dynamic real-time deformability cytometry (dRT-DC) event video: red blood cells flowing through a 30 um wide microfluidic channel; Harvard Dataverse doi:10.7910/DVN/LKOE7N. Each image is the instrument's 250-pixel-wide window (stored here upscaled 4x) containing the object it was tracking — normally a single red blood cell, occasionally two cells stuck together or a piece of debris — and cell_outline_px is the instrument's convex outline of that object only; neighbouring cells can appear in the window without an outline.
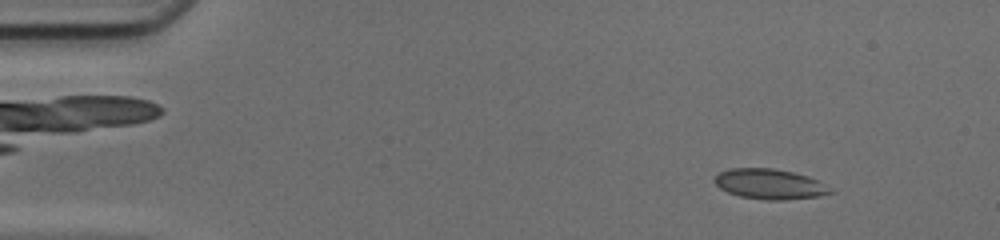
{"species": "common noctule bat (a hibernating species)", "species_latin": "Nyctalus noctula", "temperature_condition": "cold", "stored_images_in_passage": 46, "camera_frame_rate_fps": 3000, "um_per_image_px": 0.085, "animal": {"sex": "female", "body_mass_g": 17.0, "forearm_length_mm": 48.0}, "frame": {"image": 1, "passage_image": 2, "time_ms": 0.333, "image_size_px": [1000, 240], "cell_outline_px": [[836, 192], [816, 196], [784, 200], [764, 200], [740, 196], [728, 192], [720, 188], [712, 180], [720, 172], [732, 168], [772, 168], [792, 172], [808, 176], [816, 180]], "centroid_in_image_um": [65.39, 15.65], "position_along_channel_um": 19.6, "area_um2": 20.17}}
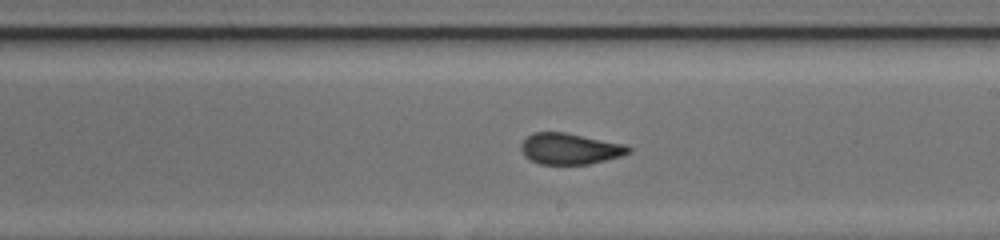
{"frame": {"image": 2, "passage_image": 25, "time_ms": 8.0, "image_size_px": [1000, 240], "cell_outline_px": [[632, 152], [620, 156], [588, 164], [540, 164], [524, 156], [520, 148], [520, 144], [532, 132], [564, 132], [624, 144], [632, 148]], "centroid_in_image_um": [48.42, 12.64], "position_along_channel_um": 240.6, "area_um2": 19.36}}
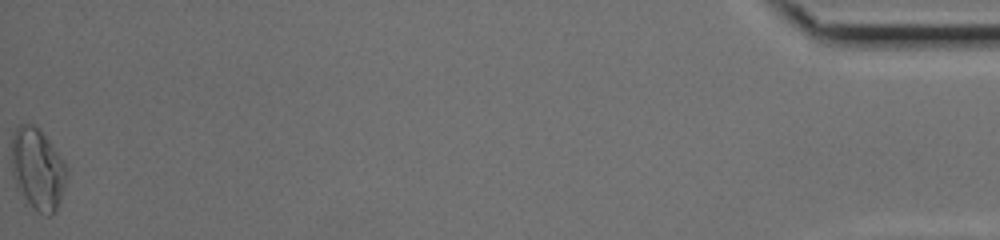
{"frame": {"image": 3, "passage_image": 46, "time_ms": 15.0, "image_size_px": [1000, 240], "cell_outline_px": [[68, 172], [60, 200], [52, 216], [44, 216], [36, 212], [20, 192], [12, 176], [12, 132], [20, 124], [32, 124], [40, 128], [64, 160], [68, 168]], "centroid_in_image_um": [3.21, 14.36], "position_along_channel_um": 432.0, "area_um2": 26.47}, "authors_computed_cell_mechanics": {"area_um2": 20.3167, "velocity_mm_per_s": 4.1906, "shape_relaxation_time_tau1_ms": null, "shape_relaxation_time_tau2_ms": 0.8464, "deformation_change_tau1": null, "deformation_change_tau2": 0.0563}}